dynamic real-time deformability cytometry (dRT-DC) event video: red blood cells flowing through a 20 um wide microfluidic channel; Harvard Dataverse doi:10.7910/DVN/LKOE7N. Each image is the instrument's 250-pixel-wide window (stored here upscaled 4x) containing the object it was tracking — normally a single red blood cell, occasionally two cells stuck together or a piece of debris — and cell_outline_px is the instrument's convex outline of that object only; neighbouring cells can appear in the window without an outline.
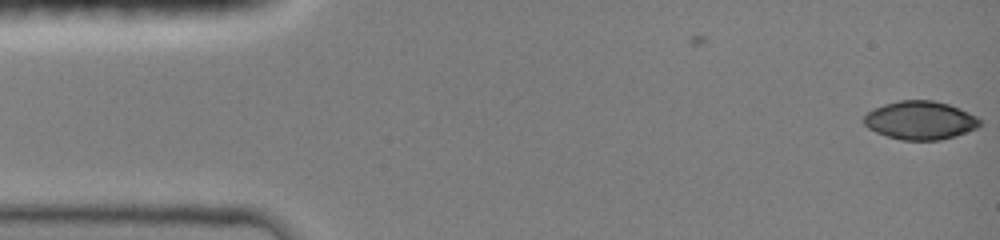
{"species": "common noctule bat (a hibernating species)", "species_latin": "Nyctalus noctula", "temperature_condition": "room temperature", "stored_images_in_passage": 8, "camera_frame_rate_fps": 3000, "um_per_image_px": 0.085, "animal": {"sex": "female", "body_mass_g": 19.0, "forearm_length_mm": 51.5}, "frame": {"image": 1, "passage_image": 8, "time_ms": 1.333, "image_size_px": [1000, 240], "cell_outline_px": [[980, 124], [976, 128], [956, 136], [940, 140], [900, 140], [876, 132], [868, 128], [864, 124], [864, 116], [872, 108], [884, 104], [900, 100], [932, 100], [948, 104], [960, 108], [976, 116], [980, 120]], "centroid_in_image_um": [78.2, 10.22], "position_along_channel_um": 6.8, "area_um2": 25.95}}